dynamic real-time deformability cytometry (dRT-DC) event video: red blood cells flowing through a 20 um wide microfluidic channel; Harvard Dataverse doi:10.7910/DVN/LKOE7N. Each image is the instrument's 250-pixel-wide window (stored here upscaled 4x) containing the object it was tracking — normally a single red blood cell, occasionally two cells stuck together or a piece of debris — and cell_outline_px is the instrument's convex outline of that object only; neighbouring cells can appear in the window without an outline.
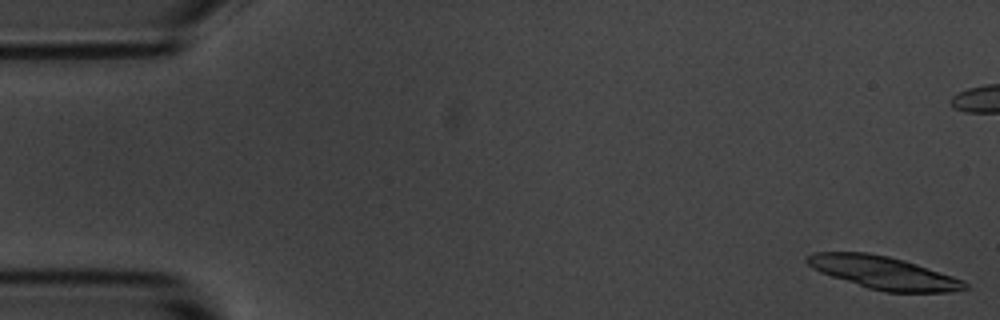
{"species": "common noctule bat (a hibernating species)", "species_latin": "Nyctalus noctula", "temperature_condition": "room temperature", "stored_images_in_passage": 56, "segment_of_instrument_passage": [1, 2], "camera_frame_rate_fps": 3000, "um_per_image_px": 0.085, "animal": {"sex": "male", "body_mass_g": 20.1, "forearm_length_mm": 53.5}, "frame": {"image": 1, "passage_image": 1, "time_ms": 0.0, "image_size_px": [1000, 320], "cell_outline_px": [[972, 288], [948, 292], [884, 292], [868, 288], [820, 272], [812, 268], [804, 260], [804, 256], [816, 252], [868, 252], [888, 256], [904, 260], [964, 280]], "centroid_in_image_um": [75.09, 23.18], "position_along_channel_um": 9.9, "area_um2": 30.11}}